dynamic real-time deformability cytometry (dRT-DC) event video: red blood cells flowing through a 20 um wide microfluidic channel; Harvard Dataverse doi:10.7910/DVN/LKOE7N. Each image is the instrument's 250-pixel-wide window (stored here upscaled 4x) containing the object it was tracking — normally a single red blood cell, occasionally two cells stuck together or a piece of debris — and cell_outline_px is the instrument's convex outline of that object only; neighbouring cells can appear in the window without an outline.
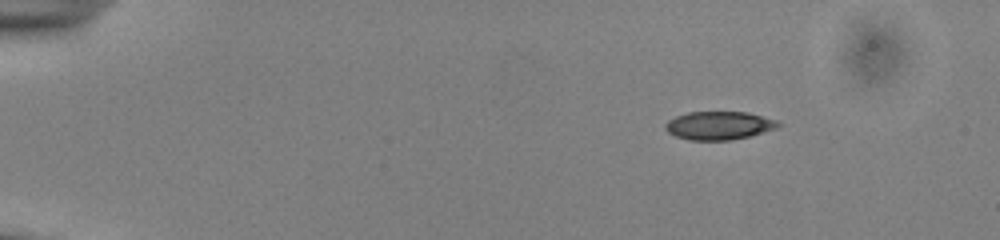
{"species": "common noctule bat (a hibernating species)", "species_latin": "Nyctalus noctula", "temperature_condition": "cold", "stored_images_in_passage": 6, "camera_frame_rate_fps": 3000, "um_per_image_px": 0.085, "animal": {"sex": "male", "body_mass_g": 13.0, "forearm_length_mm": 53.1}, "frame": {"image": 1, "passage_image": 1, "time_ms": 0.0, "image_size_px": [1000, 240], "cell_outline_px": [[780, 124], [776, 128], [748, 136], [732, 140], [688, 140], [676, 136], [668, 132], [664, 128], [664, 124], [668, 120], [676, 116], [688, 112], [748, 112], [776, 120]], "centroid_in_image_um": [61.07, 10.67], "position_along_channel_um": 23.9, "area_um2": 18.5}}